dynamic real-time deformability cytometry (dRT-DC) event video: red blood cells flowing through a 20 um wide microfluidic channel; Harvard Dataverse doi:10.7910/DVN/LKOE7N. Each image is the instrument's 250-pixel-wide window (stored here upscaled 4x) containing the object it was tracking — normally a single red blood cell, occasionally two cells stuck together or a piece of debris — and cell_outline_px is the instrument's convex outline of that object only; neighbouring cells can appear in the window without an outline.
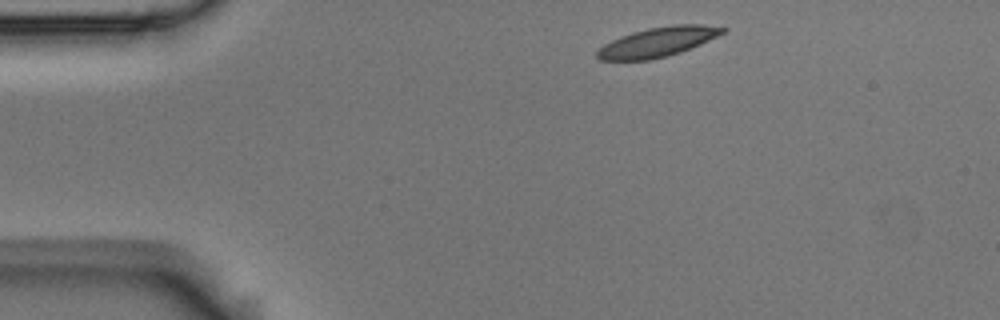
{"species": "Egyptian fruit bat (a non-hibernating species)", "species_latin": "Rousettus aegyptiacus", "temperature_condition": "room temperature", "stored_images_in_passage": 3, "camera_frame_rate_fps": 3000, "um_per_image_px": 0.085, "animal": {"sex": "male"}, "frame": {"image": 1, "passage_image": 1, "time_ms": 0.0, "image_size_px": [1000, 320], "cell_outline_px": [[728, 32], [700, 44], [680, 52], [668, 56], [652, 60], [600, 60], [596, 56], [596, 52], [604, 44], [620, 36], [632, 32], [648, 28], [672, 24], [704, 24], [728, 28]], "centroid_in_image_um": [55.95, 3.56], "position_along_channel_um": 29.0, "area_um2": 21.85}}
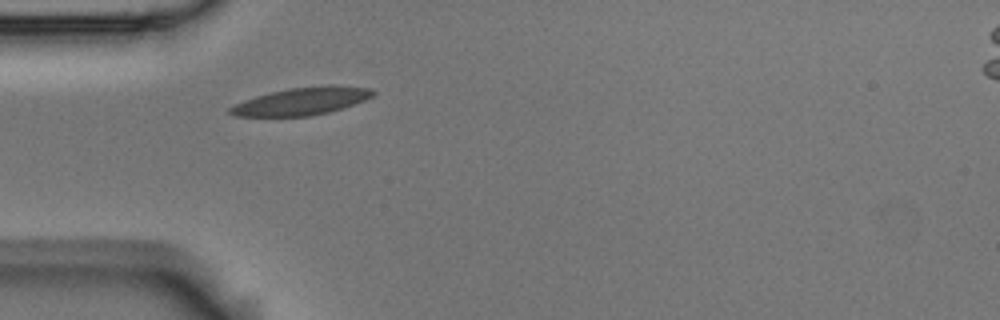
{"frame": {"image": 2, "passage_image": 3, "time_ms": 0.667, "image_size_px": [1000, 320], "cell_outline_px": [[376, 92], [372, 96], [364, 100], [328, 112], [308, 116], [236, 116], [228, 112], [228, 108], [244, 100], [256, 96], [288, 88], [328, 84], [332, 84], [372, 88]], "centroid_in_image_um": [25.66, 8.58], "position_along_channel_um": 59.3, "area_um2": 22.83}}